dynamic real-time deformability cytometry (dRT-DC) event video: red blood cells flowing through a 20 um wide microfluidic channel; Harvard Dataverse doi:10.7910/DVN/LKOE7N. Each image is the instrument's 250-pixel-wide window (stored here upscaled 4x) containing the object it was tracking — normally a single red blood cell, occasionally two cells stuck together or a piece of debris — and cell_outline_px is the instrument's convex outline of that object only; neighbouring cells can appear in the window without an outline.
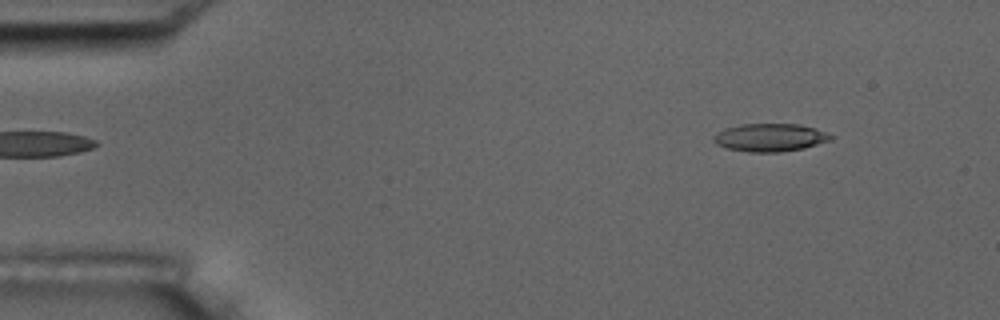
{"species": "common noctule bat (a hibernating species)", "species_latin": "Nyctalus noctula", "temperature_condition": "room temperature", "stored_images_in_passage": 3, "camera_frame_rate_fps": 3000, "um_per_image_px": 0.085, "animal": {"sex": "male", "body_mass_g": 17.5, "forearm_length_mm": 52.3}, "frame": {"image": 1, "passage_image": 1, "time_ms": 0.0, "image_size_px": [1000, 320], "cell_outline_px": [[836, 136], [832, 140], [804, 148], [780, 152], [748, 152], [728, 148], [716, 144], [712, 140], [712, 136], [716, 132], [724, 128], [740, 124], [800, 124], [816, 128]], "centroid_in_image_um": [65.46, 11.68], "position_along_channel_um": 19.5, "area_um2": 19.36}}
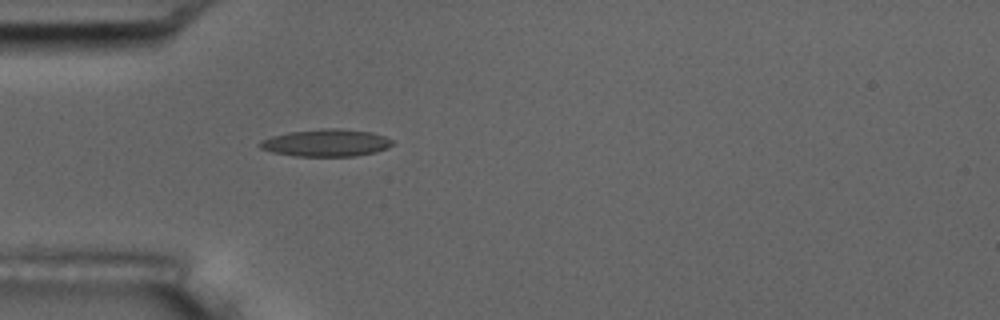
{"frame": {"image": 2, "passage_image": 3, "time_ms": 3.333, "image_size_px": [1000, 320], "cell_outline_px": [[392, 144], [388, 148], [376, 152], [352, 156], [296, 156], [272, 152], [260, 148], [256, 144], [260, 140], [272, 136], [288, 132], [320, 128], [340, 128], [372, 132], [384, 136], [392, 140]], "centroid_in_image_um": [27.69, 12.13], "position_along_channel_um": 57.3, "area_um2": 21.21}}